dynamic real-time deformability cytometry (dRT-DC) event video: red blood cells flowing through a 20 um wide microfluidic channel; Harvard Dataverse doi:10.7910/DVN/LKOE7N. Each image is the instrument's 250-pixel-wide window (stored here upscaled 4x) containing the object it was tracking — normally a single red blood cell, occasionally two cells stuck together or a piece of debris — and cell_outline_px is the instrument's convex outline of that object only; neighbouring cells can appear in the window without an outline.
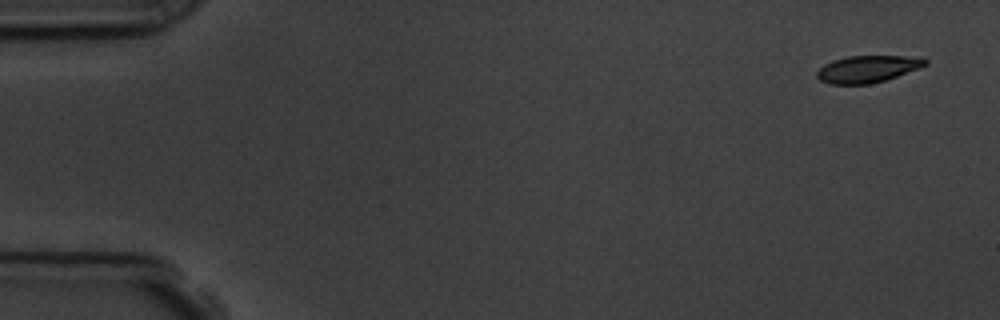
{"species": "common noctule bat (a hibernating species)", "species_latin": "Nyctalus noctula", "temperature_condition": "room temperature", "stored_images_in_passage": 5, "camera_frame_rate_fps": 3000, "um_per_image_px": 0.085, "animal": {"sex": "male", "body_mass_g": 19.5, "forearm_length_mm": 54.6}, "frame": {"image": 1, "passage_image": 1, "time_ms": 0.0, "image_size_px": [1000, 320], "cell_outline_px": [[928, 64], [920, 68], [872, 84], [828, 84], [820, 80], [816, 76], [816, 72], [824, 64], [832, 60], [848, 56], [920, 56], [928, 60]], "centroid_in_image_um": [73.75, 5.86], "position_along_channel_um": 11.2, "area_um2": 17.17}}
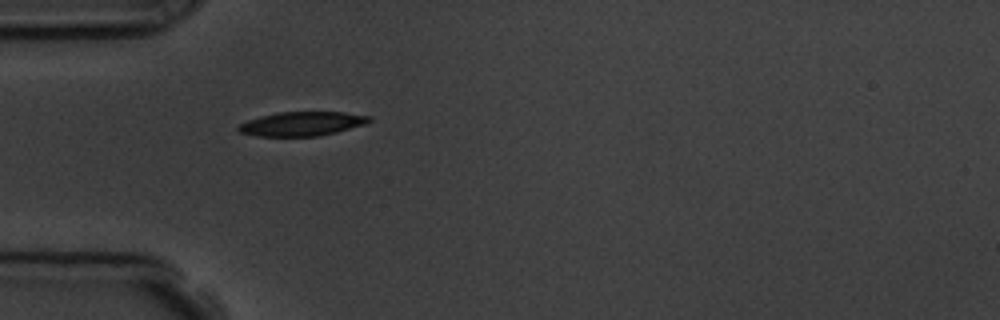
{"frame": {"image": 2, "passage_image": 5, "time_ms": 4.667, "image_size_px": [1000, 320], "cell_outline_px": [[372, 120], [364, 124], [336, 132], [320, 136], [256, 136], [240, 132], [236, 128], [240, 124], [248, 120], [260, 116], [276, 112], [344, 112], [372, 116]], "centroid_in_image_um": [25.66, 10.51], "position_along_channel_um": 59.3, "area_um2": 18.38}}